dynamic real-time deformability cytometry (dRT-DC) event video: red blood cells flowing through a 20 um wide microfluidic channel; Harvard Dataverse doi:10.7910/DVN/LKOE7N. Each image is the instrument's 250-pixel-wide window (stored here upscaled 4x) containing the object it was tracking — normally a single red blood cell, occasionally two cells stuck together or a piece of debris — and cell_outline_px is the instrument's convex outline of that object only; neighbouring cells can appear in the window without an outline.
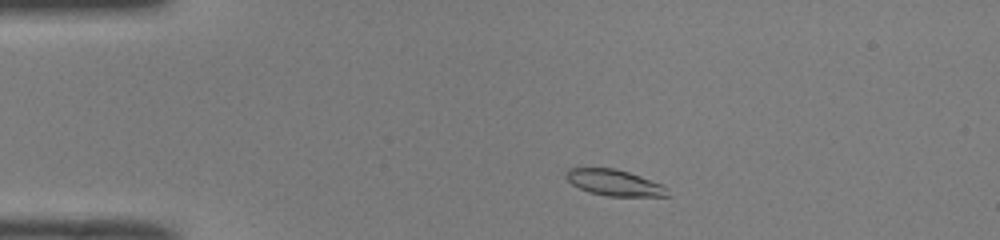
{"species": "common noctule bat (a hibernating species)", "species_latin": "Nyctalus noctula", "temperature_condition": "room temperature", "stored_images_in_passage": 44, "camera_frame_rate_fps": 3000, "um_per_image_px": 0.085, "animal": {"sex": "male", "body_mass_g": 19.0, "forearm_length_mm": 50.8}, "frame": {"image": 1, "passage_image": 4, "time_ms": 1.0, "image_size_px": [1000, 240], "cell_outline_px": [[668, 196], [608, 196], [588, 192], [572, 184], [564, 176], [564, 172], [568, 168], [612, 168], [628, 172], [640, 176], [660, 184], [668, 188]], "centroid_in_image_um": [52.17, 15.53], "position_along_channel_um": 32.8, "area_um2": 15.32}}
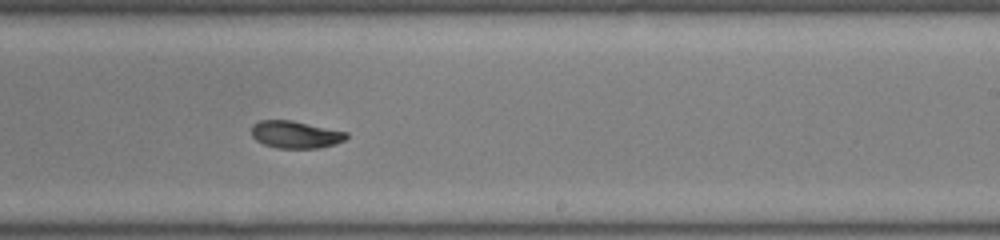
{"frame": {"image": 2, "passage_image": 25, "time_ms": 8.0, "image_size_px": [1000, 240], "cell_outline_px": [[348, 136], [344, 140], [336, 144], [320, 148], [276, 148], [264, 144], [256, 140], [252, 136], [252, 124], [260, 120], [292, 120], [348, 132]], "centroid_in_image_um": [25.12, 11.43], "position_along_channel_um": 263.9, "area_um2": 15.2}}
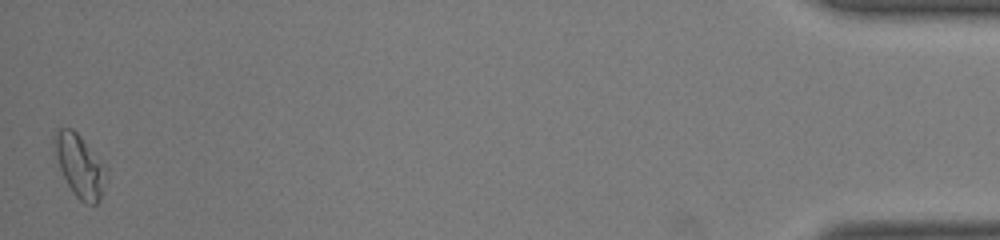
{"frame": {"image": 3, "passage_image": 44, "time_ms": 14.333, "image_size_px": [1000, 240], "cell_outline_px": [[108, 168], [100, 200], [96, 204], [84, 204], [72, 192], [52, 152], [52, 136], [56, 128], [72, 128], [80, 136]], "centroid_in_image_um": [6.74, 14.06], "position_along_channel_um": 428.5, "area_um2": 19.19}, "authors_computed_cell_mechanics": {"area_um2": 15.8372, "velocity_mm_per_s": 4.0132, "shape_relaxation_time_tau1_ms": 3.4574, "shape_relaxation_time_tau2_ms": 2.2904, "deformation_change_tau1": 0.1182, "deformation_change_tau2": 0.0495}}